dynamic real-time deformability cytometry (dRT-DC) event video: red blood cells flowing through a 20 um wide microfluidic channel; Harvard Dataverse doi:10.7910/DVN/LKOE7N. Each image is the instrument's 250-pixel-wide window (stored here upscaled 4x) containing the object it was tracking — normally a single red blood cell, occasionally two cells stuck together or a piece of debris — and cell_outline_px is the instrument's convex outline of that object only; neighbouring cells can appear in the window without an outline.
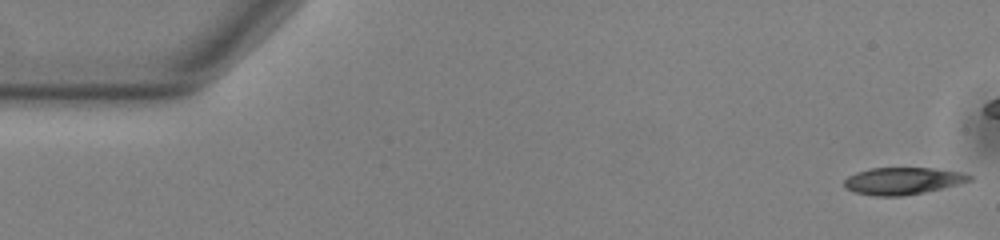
{"species": "common noctule bat (a hibernating species)", "species_latin": "Nyctalus noctula", "temperature_condition": "warm", "stored_images_in_passage": 19, "camera_frame_rate_fps": 3000, "um_per_image_px": 0.085, "animal": {"sex": "male", "body_mass_g": 13.0, "forearm_length_mm": 53.1}, "frame": {"image": 1, "passage_image": 1, "time_ms": 0.0, "image_size_px": [1000, 240], "cell_outline_px": [[972, 180], [960, 184], [924, 192], [900, 196], [876, 196], [856, 192], [844, 188], [844, 180], [848, 176], [856, 172], [872, 168], [932, 168], [964, 172], [972, 176]], "centroid_in_image_um": [76.75, 15.37], "position_along_channel_um": 8.3, "area_um2": 19.77}}